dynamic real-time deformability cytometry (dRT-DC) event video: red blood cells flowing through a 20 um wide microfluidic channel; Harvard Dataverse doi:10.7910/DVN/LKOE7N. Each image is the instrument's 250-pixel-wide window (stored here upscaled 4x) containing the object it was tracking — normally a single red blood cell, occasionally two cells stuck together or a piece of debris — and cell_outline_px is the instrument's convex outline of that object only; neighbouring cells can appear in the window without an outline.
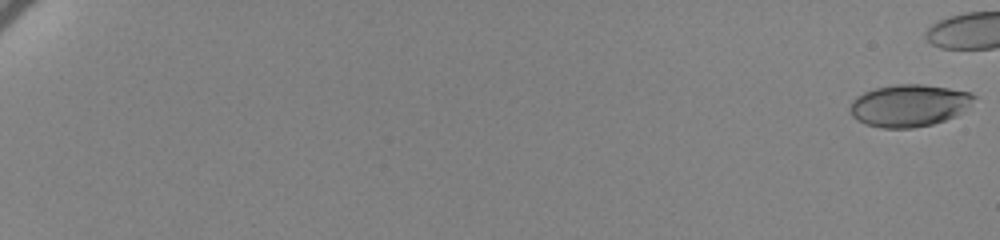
{"species": "human", "species_latin": "Homo sapiens", "temperature_condition": "cold", "stored_images_in_passage": 58, "camera_frame_rate_fps": 3000, "um_per_image_px": 0.085, "donor": {"sex": "female"}, "frame": {"image": 1, "passage_image": 1, "time_ms": 0.0, "image_size_px": [1000, 240], "cell_outline_px": [[976, 96], [956, 116], [932, 124], [912, 128], [884, 128], [864, 124], [856, 120], [852, 116], [852, 100], [856, 96], [864, 92], [876, 88], [896, 84], [920, 84], [948, 88], [968, 92]], "centroid_in_image_um": [77.23, 8.97], "position_along_channel_um": 7.8, "area_um2": 30.0}}
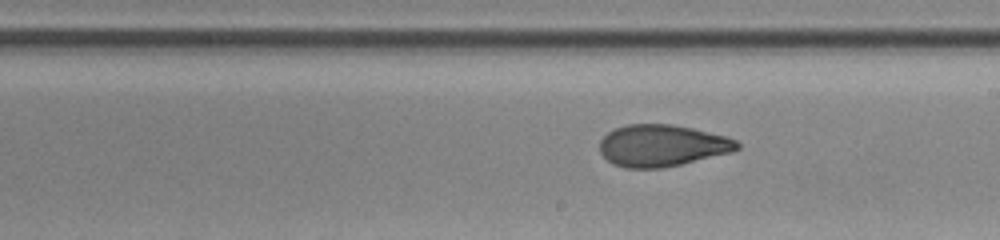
{"frame": {"image": 2, "passage_image": 41, "time_ms": 13.333, "image_size_px": [1000, 240], "cell_outline_px": [[740, 148], [732, 152], [680, 164], [660, 168], [624, 168], [612, 164], [600, 152], [600, 140], [608, 132], [616, 128], [628, 124], [672, 124], [692, 128], [728, 136], [736, 140], [740, 144]], "centroid_in_image_um": [56.28, 12.37], "position_along_channel_um": 232.7, "area_um2": 33.47}}
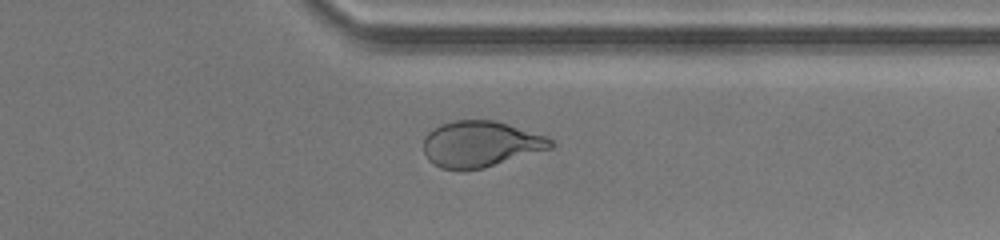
{"frame": {"image": 3, "passage_image": 53, "time_ms": 17.333, "image_size_px": [1000, 240], "cell_outline_px": [[556, 144], [552, 148], [484, 168], [440, 168], [428, 160], [424, 152], [424, 136], [428, 132], [440, 124], [456, 120], [496, 120], [548, 136]], "centroid_in_image_um": [40.88, 12.22], "position_along_channel_um": 370.5, "area_um2": 34.04}}